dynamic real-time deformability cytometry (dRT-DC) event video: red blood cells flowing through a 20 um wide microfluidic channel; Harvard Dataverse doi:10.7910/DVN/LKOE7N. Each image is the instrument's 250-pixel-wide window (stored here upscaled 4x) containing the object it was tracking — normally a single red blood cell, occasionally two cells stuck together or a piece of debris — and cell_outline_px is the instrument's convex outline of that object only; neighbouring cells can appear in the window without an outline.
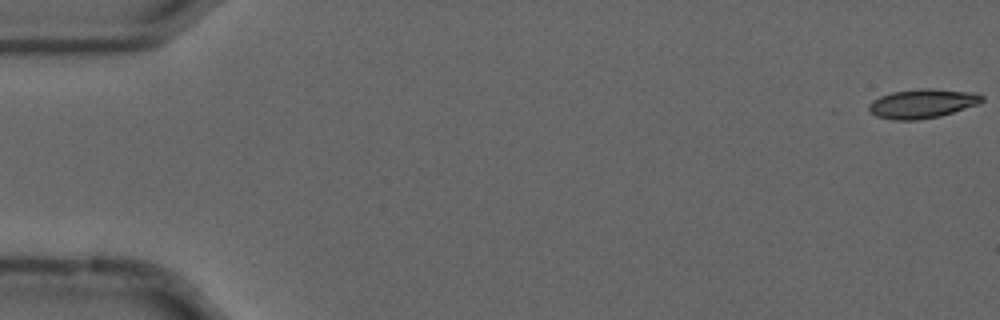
{"species": "common noctule bat (a hibernating species)", "species_latin": "Nyctalus noctula", "temperature_condition": "cold", "stored_images_in_passage": 12, "camera_frame_rate_fps": 3000, "um_per_image_px": 0.085, "animal": {"sex": "male", "forearm_length_mm": 52.5}, "frame": {"image": 1, "passage_image": 1, "time_ms": 0.0, "image_size_px": [1000, 320], "cell_outline_px": [[984, 100], [980, 104], [940, 116], [920, 120], [892, 120], [876, 116], [868, 108], [868, 104], [872, 100], [880, 96], [892, 92], [920, 88], [932, 88], [976, 92], [984, 96]], "centroid_in_image_um": [78.43, 8.8], "position_along_channel_um": 6.6, "area_um2": 19.54}}